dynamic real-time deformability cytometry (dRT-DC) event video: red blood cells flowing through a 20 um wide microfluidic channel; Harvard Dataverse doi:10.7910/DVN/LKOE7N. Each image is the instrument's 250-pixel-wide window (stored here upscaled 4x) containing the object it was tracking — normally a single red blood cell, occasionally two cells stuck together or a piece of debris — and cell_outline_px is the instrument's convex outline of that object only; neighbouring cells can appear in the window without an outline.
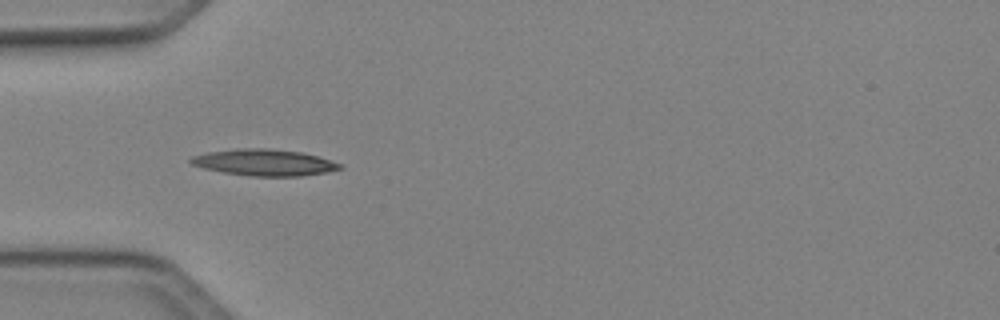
{"species": "Egyptian fruit bat (a non-hibernating species)", "species_latin": "Rousettus aegyptiacus", "temperature_condition": "cold", "stored_images_in_passage": 16, "camera_frame_rate_fps": 3000, "um_per_image_px": 0.085, "animal": {"sex": "female"}, "frame": {"image": 1, "passage_image": 3, "time_ms": 0.667, "image_size_px": [1000, 320], "cell_outline_px": [[344, 168], [328, 172], [300, 176], [252, 176], [224, 172], [204, 168], [192, 164], [188, 160], [192, 156], [208, 152], [240, 148], [268, 148], [300, 152], [316, 156], [344, 164]], "centroid_in_image_um": [22.5, 13.81], "position_along_channel_um": 62.5, "area_um2": 22.89}}